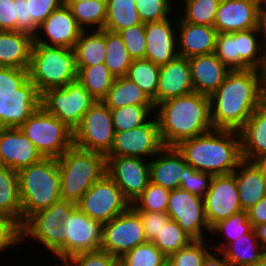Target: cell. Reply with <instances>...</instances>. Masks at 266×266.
I'll return each mask as SVG.
<instances>
[{"instance_id": "cell-1", "label": "cell", "mask_w": 266, "mask_h": 266, "mask_svg": "<svg viewBox=\"0 0 266 266\" xmlns=\"http://www.w3.org/2000/svg\"><path fill=\"white\" fill-rule=\"evenodd\" d=\"M266 72L231 70L210 98L214 129L239 131L264 102Z\"/></svg>"}, {"instance_id": "cell-2", "label": "cell", "mask_w": 266, "mask_h": 266, "mask_svg": "<svg viewBox=\"0 0 266 266\" xmlns=\"http://www.w3.org/2000/svg\"><path fill=\"white\" fill-rule=\"evenodd\" d=\"M155 111L164 146H176L214 129L210 98L205 94L192 92L169 99L158 104Z\"/></svg>"}, {"instance_id": "cell-3", "label": "cell", "mask_w": 266, "mask_h": 266, "mask_svg": "<svg viewBox=\"0 0 266 266\" xmlns=\"http://www.w3.org/2000/svg\"><path fill=\"white\" fill-rule=\"evenodd\" d=\"M175 147L188 165L212 175L232 174L243 161L239 131L213 129Z\"/></svg>"}, {"instance_id": "cell-4", "label": "cell", "mask_w": 266, "mask_h": 266, "mask_svg": "<svg viewBox=\"0 0 266 266\" xmlns=\"http://www.w3.org/2000/svg\"><path fill=\"white\" fill-rule=\"evenodd\" d=\"M22 224L33 213L49 208L61 198L56 158L43 157L40 161L18 171Z\"/></svg>"}, {"instance_id": "cell-5", "label": "cell", "mask_w": 266, "mask_h": 266, "mask_svg": "<svg viewBox=\"0 0 266 266\" xmlns=\"http://www.w3.org/2000/svg\"><path fill=\"white\" fill-rule=\"evenodd\" d=\"M61 199L77 204L83 194L106 174V155L70 147L57 158Z\"/></svg>"}, {"instance_id": "cell-6", "label": "cell", "mask_w": 266, "mask_h": 266, "mask_svg": "<svg viewBox=\"0 0 266 266\" xmlns=\"http://www.w3.org/2000/svg\"><path fill=\"white\" fill-rule=\"evenodd\" d=\"M28 76L42 94L77 80L75 52L59 46L33 43Z\"/></svg>"}, {"instance_id": "cell-7", "label": "cell", "mask_w": 266, "mask_h": 266, "mask_svg": "<svg viewBox=\"0 0 266 266\" xmlns=\"http://www.w3.org/2000/svg\"><path fill=\"white\" fill-rule=\"evenodd\" d=\"M76 208L77 204L60 198L49 208L33 213L21 225L22 244L26 239H35L54 254L57 257L55 259L59 258L63 262L66 260V235L58 231V226Z\"/></svg>"}, {"instance_id": "cell-8", "label": "cell", "mask_w": 266, "mask_h": 266, "mask_svg": "<svg viewBox=\"0 0 266 266\" xmlns=\"http://www.w3.org/2000/svg\"><path fill=\"white\" fill-rule=\"evenodd\" d=\"M19 128L43 157L57 159L74 145V131L42 106Z\"/></svg>"}, {"instance_id": "cell-9", "label": "cell", "mask_w": 266, "mask_h": 266, "mask_svg": "<svg viewBox=\"0 0 266 266\" xmlns=\"http://www.w3.org/2000/svg\"><path fill=\"white\" fill-rule=\"evenodd\" d=\"M96 102L78 80L64 87L47 89L41 94V106L73 131Z\"/></svg>"}, {"instance_id": "cell-10", "label": "cell", "mask_w": 266, "mask_h": 266, "mask_svg": "<svg viewBox=\"0 0 266 266\" xmlns=\"http://www.w3.org/2000/svg\"><path fill=\"white\" fill-rule=\"evenodd\" d=\"M131 203L107 173L83 194L77 207L89 218L101 224L125 212Z\"/></svg>"}, {"instance_id": "cell-11", "label": "cell", "mask_w": 266, "mask_h": 266, "mask_svg": "<svg viewBox=\"0 0 266 266\" xmlns=\"http://www.w3.org/2000/svg\"><path fill=\"white\" fill-rule=\"evenodd\" d=\"M114 136L111 111L102 101H97L74 129V146L106 155L111 150Z\"/></svg>"}, {"instance_id": "cell-12", "label": "cell", "mask_w": 266, "mask_h": 266, "mask_svg": "<svg viewBox=\"0 0 266 266\" xmlns=\"http://www.w3.org/2000/svg\"><path fill=\"white\" fill-rule=\"evenodd\" d=\"M148 242L139 214L130 206L102 226L100 250L118 259L138 245Z\"/></svg>"}, {"instance_id": "cell-13", "label": "cell", "mask_w": 266, "mask_h": 266, "mask_svg": "<svg viewBox=\"0 0 266 266\" xmlns=\"http://www.w3.org/2000/svg\"><path fill=\"white\" fill-rule=\"evenodd\" d=\"M152 118L137 128L115 132L113 145L106 157L148 158L150 161L149 157L152 159L164 147L158 119L156 116Z\"/></svg>"}, {"instance_id": "cell-14", "label": "cell", "mask_w": 266, "mask_h": 266, "mask_svg": "<svg viewBox=\"0 0 266 266\" xmlns=\"http://www.w3.org/2000/svg\"><path fill=\"white\" fill-rule=\"evenodd\" d=\"M167 213L193 240H205L206 231L211 234L205 216L204 200L199 196L182 188L171 190Z\"/></svg>"}, {"instance_id": "cell-15", "label": "cell", "mask_w": 266, "mask_h": 266, "mask_svg": "<svg viewBox=\"0 0 266 266\" xmlns=\"http://www.w3.org/2000/svg\"><path fill=\"white\" fill-rule=\"evenodd\" d=\"M106 159L107 175L132 204L151 182L148 159L145 161L134 157H106Z\"/></svg>"}, {"instance_id": "cell-16", "label": "cell", "mask_w": 266, "mask_h": 266, "mask_svg": "<svg viewBox=\"0 0 266 266\" xmlns=\"http://www.w3.org/2000/svg\"><path fill=\"white\" fill-rule=\"evenodd\" d=\"M102 226L78 207L58 226L66 235V259L79 253L98 251L102 245Z\"/></svg>"}, {"instance_id": "cell-17", "label": "cell", "mask_w": 266, "mask_h": 266, "mask_svg": "<svg viewBox=\"0 0 266 266\" xmlns=\"http://www.w3.org/2000/svg\"><path fill=\"white\" fill-rule=\"evenodd\" d=\"M207 223L212 228L219 221L242 211L235 175H214L203 198Z\"/></svg>"}, {"instance_id": "cell-18", "label": "cell", "mask_w": 266, "mask_h": 266, "mask_svg": "<svg viewBox=\"0 0 266 266\" xmlns=\"http://www.w3.org/2000/svg\"><path fill=\"white\" fill-rule=\"evenodd\" d=\"M41 107V94L27 80L16 91L0 92V128H19Z\"/></svg>"}, {"instance_id": "cell-19", "label": "cell", "mask_w": 266, "mask_h": 266, "mask_svg": "<svg viewBox=\"0 0 266 266\" xmlns=\"http://www.w3.org/2000/svg\"><path fill=\"white\" fill-rule=\"evenodd\" d=\"M82 31L83 29L72 16L70 8L63 3L38 26L33 38L34 42L38 44L74 49ZM40 34L45 39H42Z\"/></svg>"}, {"instance_id": "cell-20", "label": "cell", "mask_w": 266, "mask_h": 266, "mask_svg": "<svg viewBox=\"0 0 266 266\" xmlns=\"http://www.w3.org/2000/svg\"><path fill=\"white\" fill-rule=\"evenodd\" d=\"M169 17L155 22L145 23L146 53L145 59L159 66L167 64L179 56L177 29ZM171 20V21H170Z\"/></svg>"}, {"instance_id": "cell-21", "label": "cell", "mask_w": 266, "mask_h": 266, "mask_svg": "<svg viewBox=\"0 0 266 266\" xmlns=\"http://www.w3.org/2000/svg\"><path fill=\"white\" fill-rule=\"evenodd\" d=\"M42 158L43 156L20 128H0L2 166L19 171Z\"/></svg>"}, {"instance_id": "cell-22", "label": "cell", "mask_w": 266, "mask_h": 266, "mask_svg": "<svg viewBox=\"0 0 266 266\" xmlns=\"http://www.w3.org/2000/svg\"><path fill=\"white\" fill-rule=\"evenodd\" d=\"M194 92L191 69L187 58L178 56L159 70V84L156 97L152 100L154 106L169 99Z\"/></svg>"}, {"instance_id": "cell-23", "label": "cell", "mask_w": 266, "mask_h": 266, "mask_svg": "<svg viewBox=\"0 0 266 266\" xmlns=\"http://www.w3.org/2000/svg\"><path fill=\"white\" fill-rule=\"evenodd\" d=\"M259 9V6L247 0H221L213 26L217 33L257 28Z\"/></svg>"}, {"instance_id": "cell-24", "label": "cell", "mask_w": 266, "mask_h": 266, "mask_svg": "<svg viewBox=\"0 0 266 266\" xmlns=\"http://www.w3.org/2000/svg\"><path fill=\"white\" fill-rule=\"evenodd\" d=\"M176 25L178 54L187 59L215 52L217 30L214 26L184 22L180 17Z\"/></svg>"}, {"instance_id": "cell-25", "label": "cell", "mask_w": 266, "mask_h": 266, "mask_svg": "<svg viewBox=\"0 0 266 266\" xmlns=\"http://www.w3.org/2000/svg\"><path fill=\"white\" fill-rule=\"evenodd\" d=\"M187 166L175 146H164L149 161L151 182L169 190L178 189L181 185V175Z\"/></svg>"}, {"instance_id": "cell-26", "label": "cell", "mask_w": 266, "mask_h": 266, "mask_svg": "<svg viewBox=\"0 0 266 266\" xmlns=\"http://www.w3.org/2000/svg\"><path fill=\"white\" fill-rule=\"evenodd\" d=\"M194 92L210 96L231 71L213 54L188 59Z\"/></svg>"}, {"instance_id": "cell-27", "label": "cell", "mask_w": 266, "mask_h": 266, "mask_svg": "<svg viewBox=\"0 0 266 266\" xmlns=\"http://www.w3.org/2000/svg\"><path fill=\"white\" fill-rule=\"evenodd\" d=\"M33 43L28 33L0 31V66L28 70Z\"/></svg>"}, {"instance_id": "cell-28", "label": "cell", "mask_w": 266, "mask_h": 266, "mask_svg": "<svg viewBox=\"0 0 266 266\" xmlns=\"http://www.w3.org/2000/svg\"><path fill=\"white\" fill-rule=\"evenodd\" d=\"M243 160L253 162L266 154V104L263 102L239 130Z\"/></svg>"}, {"instance_id": "cell-29", "label": "cell", "mask_w": 266, "mask_h": 266, "mask_svg": "<svg viewBox=\"0 0 266 266\" xmlns=\"http://www.w3.org/2000/svg\"><path fill=\"white\" fill-rule=\"evenodd\" d=\"M233 174L243 211L249 210L266 196V180L254 162L243 160Z\"/></svg>"}, {"instance_id": "cell-30", "label": "cell", "mask_w": 266, "mask_h": 266, "mask_svg": "<svg viewBox=\"0 0 266 266\" xmlns=\"http://www.w3.org/2000/svg\"><path fill=\"white\" fill-rule=\"evenodd\" d=\"M77 72L87 66L104 63L106 55L105 29L83 30L75 47Z\"/></svg>"}, {"instance_id": "cell-31", "label": "cell", "mask_w": 266, "mask_h": 266, "mask_svg": "<svg viewBox=\"0 0 266 266\" xmlns=\"http://www.w3.org/2000/svg\"><path fill=\"white\" fill-rule=\"evenodd\" d=\"M102 102L109 109L129 105H154L148 95L126 76L114 79Z\"/></svg>"}, {"instance_id": "cell-32", "label": "cell", "mask_w": 266, "mask_h": 266, "mask_svg": "<svg viewBox=\"0 0 266 266\" xmlns=\"http://www.w3.org/2000/svg\"><path fill=\"white\" fill-rule=\"evenodd\" d=\"M0 215L11 217L22 225L18 171L0 167Z\"/></svg>"}, {"instance_id": "cell-33", "label": "cell", "mask_w": 266, "mask_h": 266, "mask_svg": "<svg viewBox=\"0 0 266 266\" xmlns=\"http://www.w3.org/2000/svg\"><path fill=\"white\" fill-rule=\"evenodd\" d=\"M258 35L257 28L236 32L239 70L256 69L266 72V55L263 52L260 36Z\"/></svg>"}, {"instance_id": "cell-34", "label": "cell", "mask_w": 266, "mask_h": 266, "mask_svg": "<svg viewBox=\"0 0 266 266\" xmlns=\"http://www.w3.org/2000/svg\"><path fill=\"white\" fill-rule=\"evenodd\" d=\"M263 249L253 228L231 242L222 253L231 266H256Z\"/></svg>"}, {"instance_id": "cell-35", "label": "cell", "mask_w": 266, "mask_h": 266, "mask_svg": "<svg viewBox=\"0 0 266 266\" xmlns=\"http://www.w3.org/2000/svg\"><path fill=\"white\" fill-rule=\"evenodd\" d=\"M71 10L72 16L83 30H102L106 25V0H88L83 2H64ZM91 25V26H90ZM90 26V27H89ZM89 28V29H88Z\"/></svg>"}, {"instance_id": "cell-36", "label": "cell", "mask_w": 266, "mask_h": 266, "mask_svg": "<svg viewBox=\"0 0 266 266\" xmlns=\"http://www.w3.org/2000/svg\"><path fill=\"white\" fill-rule=\"evenodd\" d=\"M107 15L104 29L119 32L125 28L142 24L135 0H106Z\"/></svg>"}, {"instance_id": "cell-37", "label": "cell", "mask_w": 266, "mask_h": 266, "mask_svg": "<svg viewBox=\"0 0 266 266\" xmlns=\"http://www.w3.org/2000/svg\"><path fill=\"white\" fill-rule=\"evenodd\" d=\"M106 55L104 64L115 77L126 76L133 61L125 44L117 32L105 29Z\"/></svg>"}, {"instance_id": "cell-38", "label": "cell", "mask_w": 266, "mask_h": 266, "mask_svg": "<svg viewBox=\"0 0 266 266\" xmlns=\"http://www.w3.org/2000/svg\"><path fill=\"white\" fill-rule=\"evenodd\" d=\"M114 79L104 63L83 67L77 72V80L97 101L105 98Z\"/></svg>"}, {"instance_id": "cell-39", "label": "cell", "mask_w": 266, "mask_h": 266, "mask_svg": "<svg viewBox=\"0 0 266 266\" xmlns=\"http://www.w3.org/2000/svg\"><path fill=\"white\" fill-rule=\"evenodd\" d=\"M253 229L252 223L248 219L247 211L231 215L229 218L219 221L211 228V234L216 237L219 235L224 236L223 241L214 244L212 250L222 252L231 242L235 241L238 237L249 233ZM224 234V235H223ZM218 235V236H217ZM227 239V241H225Z\"/></svg>"}, {"instance_id": "cell-40", "label": "cell", "mask_w": 266, "mask_h": 266, "mask_svg": "<svg viewBox=\"0 0 266 266\" xmlns=\"http://www.w3.org/2000/svg\"><path fill=\"white\" fill-rule=\"evenodd\" d=\"M160 66L147 59L132 61L126 77L132 80L153 100L156 97L159 84Z\"/></svg>"}, {"instance_id": "cell-41", "label": "cell", "mask_w": 266, "mask_h": 266, "mask_svg": "<svg viewBox=\"0 0 266 266\" xmlns=\"http://www.w3.org/2000/svg\"><path fill=\"white\" fill-rule=\"evenodd\" d=\"M110 111L115 132L137 128L145 124L152 117L153 112H156L154 105H129L110 109Z\"/></svg>"}, {"instance_id": "cell-42", "label": "cell", "mask_w": 266, "mask_h": 266, "mask_svg": "<svg viewBox=\"0 0 266 266\" xmlns=\"http://www.w3.org/2000/svg\"><path fill=\"white\" fill-rule=\"evenodd\" d=\"M193 239L173 220L160 230L152 243L168 258L172 253L188 246Z\"/></svg>"}, {"instance_id": "cell-43", "label": "cell", "mask_w": 266, "mask_h": 266, "mask_svg": "<svg viewBox=\"0 0 266 266\" xmlns=\"http://www.w3.org/2000/svg\"><path fill=\"white\" fill-rule=\"evenodd\" d=\"M118 266H167V257L148 241L122 255Z\"/></svg>"}, {"instance_id": "cell-44", "label": "cell", "mask_w": 266, "mask_h": 266, "mask_svg": "<svg viewBox=\"0 0 266 266\" xmlns=\"http://www.w3.org/2000/svg\"><path fill=\"white\" fill-rule=\"evenodd\" d=\"M221 0H188L183 3L184 13L180 17L184 22L196 25L213 26ZM183 15V16H182Z\"/></svg>"}, {"instance_id": "cell-45", "label": "cell", "mask_w": 266, "mask_h": 266, "mask_svg": "<svg viewBox=\"0 0 266 266\" xmlns=\"http://www.w3.org/2000/svg\"><path fill=\"white\" fill-rule=\"evenodd\" d=\"M170 192L171 190L150 182L131 207L135 211L167 212Z\"/></svg>"}, {"instance_id": "cell-46", "label": "cell", "mask_w": 266, "mask_h": 266, "mask_svg": "<svg viewBox=\"0 0 266 266\" xmlns=\"http://www.w3.org/2000/svg\"><path fill=\"white\" fill-rule=\"evenodd\" d=\"M209 245L210 244L206 240H193L188 246L172 253L167 258V265L202 266V263L207 254L212 251V247H210Z\"/></svg>"}, {"instance_id": "cell-47", "label": "cell", "mask_w": 266, "mask_h": 266, "mask_svg": "<svg viewBox=\"0 0 266 266\" xmlns=\"http://www.w3.org/2000/svg\"><path fill=\"white\" fill-rule=\"evenodd\" d=\"M139 17L143 23L155 22L170 17L175 4L171 0H135Z\"/></svg>"}, {"instance_id": "cell-48", "label": "cell", "mask_w": 266, "mask_h": 266, "mask_svg": "<svg viewBox=\"0 0 266 266\" xmlns=\"http://www.w3.org/2000/svg\"><path fill=\"white\" fill-rule=\"evenodd\" d=\"M214 54L230 70H239V54H237L236 47V32L218 33Z\"/></svg>"}, {"instance_id": "cell-49", "label": "cell", "mask_w": 266, "mask_h": 266, "mask_svg": "<svg viewBox=\"0 0 266 266\" xmlns=\"http://www.w3.org/2000/svg\"><path fill=\"white\" fill-rule=\"evenodd\" d=\"M214 175L195 170L188 165L181 175L180 188L201 198L207 194Z\"/></svg>"}, {"instance_id": "cell-50", "label": "cell", "mask_w": 266, "mask_h": 266, "mask_svg": "<svg viewBox=\"0 0 266 266\" xmlns=\"http://www.w3.org/2000/svg\"><path fill=\"white\" fill-rule=\"evenodd\" d=\"M118 33L121 36L125 47L127 48L129 55L133 60L145 59V23L125 28L123 30H120Z\"/></svg>"}, {"instance_id": "cell-51", "label": "cell", "mask_w": 266, "mask_h": 266, "mask_svg": "<svg viewBox=\"0 0 266 266\" xmlns=\"http://www.w3.org/2000/svg\"><path fill=\"white\" fill-rule=\"evenodd\" d=\"M61 263L64 266H118V258L98 250L75 254Z\"/></svg>"}, {"instance_id": "cell-52", "label": "cell", "mask_w": 266, "mask_h": 266, "mask_svg": "<svg viewBox=\"0 0 266 266\" xmlns=\"http://www.w3.org/2000/svg\"><path fill=\"white\" fill-rule=\"evenodd\" d=\"M22 242L21 224L15 219L0 215V253Z\"/></svg>"}, {"instance_id": "cell-53", "label": "cell", "mask_w": 266, "mask_h": 266, "mask_svg": "<svg viewBox=\"0 0 266 266\" xmlns=\"http://www.w3.org/2000/svg\"><path fill=\"white\" fill-rule=\"evenodd\" d=\"M143 223L144 233L148 241L152 242L159 234L160 230L171 218L167 212H147L136 211Z\"/></svg>"}, {"instance_id": "cell-54", "label": "cell", "mask_w": 266, "mask_h": 266, "mask_svg": "<svg viewBox=\"0 0 266 266\" xmlns=\"http://www.w3.org/2000/svg\"><path fill=\"white\" fill-rule=\"evenodd\" d=\"M28 79V70L0 66V92L16 91Z\"/></svg>"}, {"instance_id": "cell-55", "label": "cell", "mask_w": 266, "mask_h": 266, "mask_svg": "<svg viewBox=\"0 0 266 266\" xmlns=\"http://www.w3.org/2000/svg\"><path fill=\"white\" fill-rule=\"evenodd\" d=\"M28 16L39 26L64 0H26Z\"/></svg>"}, {"instance_id": "cell-56", "label": "cell", "mask_w": 266, "mask_h": 266, "mask_svg": "<svg viewBox=\"0 0 266 266\" xmlns=\"http://www.w3.org/2000/svg\"><path fill=\"white\" fill-rule=\"evenodd\" d=\"M16 0H0V31H16Z\"/></svg>"}, {"instance_id": "cell-57", "label": "cell", "mask_w": 266, "mask_h": 266, "mask_svg": "<svg viewBox=\"0 0 266 266\" xmlns=\"http://www.w3.org/2000/svg\"><path fill=\"white\" fill-rule=\"evenodd\" d=\"M16 31H21L34 36L38 30V25L28 16L26 0H16Z\"/></svg>"}, {"instance_id": "cell-58", "label": "cell", "mask_w": 266, "mask_h": 266, "mask_svg": "<svg viewBox=\"0 0 266 266\" xmlns=\"http://www.w3.org/2000/svg\"><path fill=\"white\" fill-rule=\"evenodd\" d=\"M248 219L252 223L253 228L257 225L266 222V196L263 197L258 203L247 210Z\"/></svg>"}, {"instance_id": "cell-59", "label": "cell", "mask_w": 266, "mask_h": 266, "mask_svg": "<svg viewBox=\"0 0 266 266\" xmlns=\"http://www.w3.org/2000/svg\"><path fill=\"white\" fill-rule=\"evenodd\" d=\"M202 266H231V265L226 260V258H225V256L223 255L222 252H220V251L218 252V251L214 250L213 252L210 251L207 254V256L205 257V259H204V261L202 263Z\"/></svg>"}, {"instance_id": "cell-60", "label": "cell", "mask_w": 266, "mask_h": 266, "mask_svg": "<svg viewBox=\"0 0 266 266\" xmlns=\"http://www.w3.org/2000/svg\"><path fill=\"white\" fill-rule=\"evenodd\" d=\"M257 29H258V33L261 34V38L263 36L262 39L260 38V41H261L263 52L266 55V6L261 7L259 9Z\"/></svg>"}, {"instance_id": "cell-61", "label": "cell", "mask_w": 266, "mask_h": 266, "mask_svg": "<svg viewBox=\"0 0 266 266\" xmlns=\"http://www.w3.org/2000/svg\"><path fill=\"white\" fill-rule=\"evenodd\" d=\"M257 239L263 248H266V222L257 225L255 228Z\"/></svg>"}, {"instance_id": "cell-62", "label": "cell", "mask_w": 266, "mask_h": 266, "mask_svg": "<svg viewBox=\"0 0 266 266\" xmlns=\"http://www.w3.org/2000/svg\"><path fill=\"white\" fill-rule=\"evenodd\" d=\"M261 170L263 177L266 180V154L253 161Z\"/></svg>"}, {"instance_id": "cell-63", "label": "cell", "mask_w": 266, "mask_h": 266, "mask_svg": "<svg viewBox=\"0 0 266 266\" xmlns=\"http://www.w3.org/2000/svg\"><path fill=\"white\" fill-rule=\"evenodd\" d=\"M256 266H266V248L263 249L260 260Z\"/></svg>"}, {"instance_id": "cell-64", "label": "cell", "mask_w": 266, "mask_h": 266, "mask_svg": "<svg viewBox=\"0 0 266 266\" xmlns=\"http://www.w3.org/2000/svg\"><path fill=\"white\" fill-rule=\"evenodd\" d=\"M247 1L255 3L260 8L266 6V0H247Z\"/></svg>"}, {"instance_id": "cell-65", "label": "cell", "mask_w": 266, "mask_h": 266, "mask_svg": "<svg viewBox=\"0 0 266 266\" xmlns=\"http://www.w3.org/2000/svg\"><path fill=\"white\" fill-rule=\"evenodd\" d=\"M88 0H64V2H83Z\"/></svg>"}, {"instance_id": "cell-66", "label": "cell", "mask_w": 266, "mask_h": 266, "mask_svg": "<svg viewBox=\"0 0 266 266\" xmlns=\"http://www.w3.org/2000/svg\"><path fill=\"white\" fill-rule=\"evenodd\" d=\"M264 103L266 104V81L264 86Z\"/></svg>"}, {"instance_id": "cell-67", "label": "cell", "mask_w": 266, "mask_h": 266, "mask_svg": "<svg viewBox=\"0 0 266 266\" xmlns=\"http://www.w3.org/2000/svg\"><path fill=\"white\" fill-rule=\"evenodd\" d=\"M173 1H174V0H172V2H173ZM182 1H184V2H182V4H183V3L187 2L188 0H182Z\"/></svg>"}]
</instances>
